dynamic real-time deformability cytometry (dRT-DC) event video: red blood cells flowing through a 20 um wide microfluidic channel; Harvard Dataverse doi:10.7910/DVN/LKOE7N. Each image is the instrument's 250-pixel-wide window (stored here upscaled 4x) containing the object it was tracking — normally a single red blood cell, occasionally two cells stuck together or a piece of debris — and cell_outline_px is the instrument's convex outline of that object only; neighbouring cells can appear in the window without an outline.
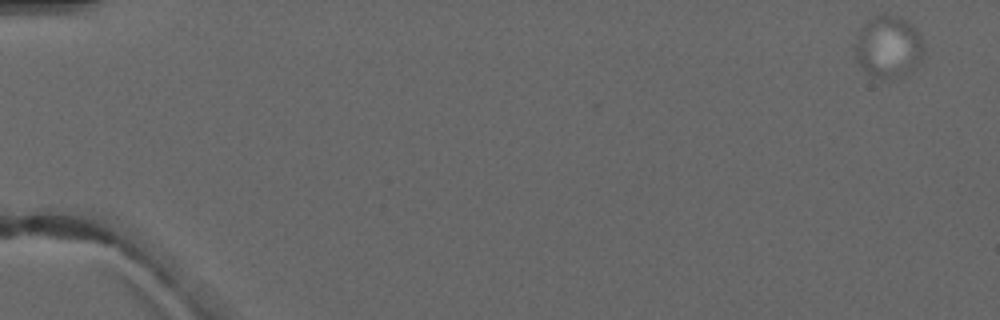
{"species": "common noctule bat (a hibernating species)", "species_latin": "Nyctalus noctula", "temperature_condition": "warm", "stored_images_in_passage": 4, "camera_frame_rate_fps": 3000, "um_per_image_px": 0.085, "animal": {"sex": "male", "forearm_length_mm": 52.5}, "frame": {"image": 1, "passage_image": 1, "time_ms": 0.0, "image_size_px": [1000, 320], "cell_outline_px": [[924, 52], [920, 60], [904, 76], [888, 80], [872, 76], [860, 68], [856, 60], [856, 36], [868, 20], [884, 12], [900, 16], [920, 36], [924, 48]], "centroid_in_image_um": [75.48, 4.0], "position_along_channel_um": 9.5, "area_um2": 24.74}}